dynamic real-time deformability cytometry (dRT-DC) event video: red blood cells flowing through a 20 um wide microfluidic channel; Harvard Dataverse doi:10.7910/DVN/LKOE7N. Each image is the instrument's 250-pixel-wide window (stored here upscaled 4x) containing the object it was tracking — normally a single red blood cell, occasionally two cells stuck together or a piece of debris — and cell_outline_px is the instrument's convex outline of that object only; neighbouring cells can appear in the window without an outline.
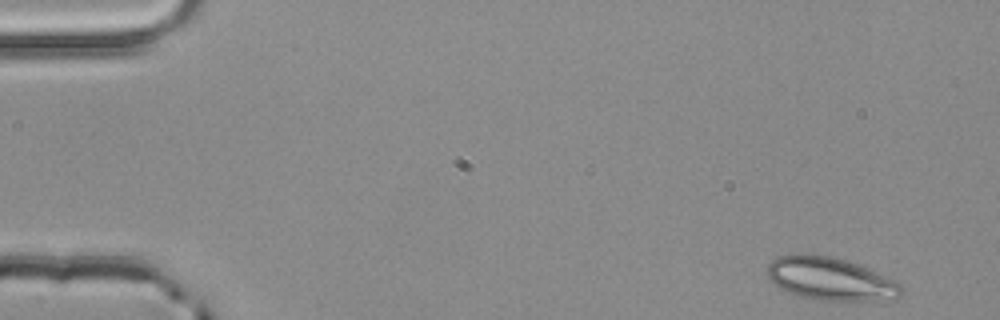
{"species": "common noctule bat (a hibernating species)", "species_latin": "Nyctalus noctula", "temperature_condition": "room temperature", "stored_images_in_passage": 3, "camera_frame_rate_fps": 3000, "um_per_image_px": 0.085, "animal": {"sex": "male", "body_mass_g": 20.4}, "frame": {"image": 1, "passage_image": 1, "time_ms": 0.0, "image_size_px": [1000, 320], "cell_outline_px": [[904, 292], [896, 300], [820, 300], [800, 296], [788, 292], [780, 288], [768, 276], [764, 268], [776, 256], [796, 252], [800, 252], [832, 256], [848, 260], [868, 268], [900, 284], [904, 288]], "centroid_in_image_um": [70.56, 23.67], "position_along_channel_um": 14.4, "area_um2": 33.99}}